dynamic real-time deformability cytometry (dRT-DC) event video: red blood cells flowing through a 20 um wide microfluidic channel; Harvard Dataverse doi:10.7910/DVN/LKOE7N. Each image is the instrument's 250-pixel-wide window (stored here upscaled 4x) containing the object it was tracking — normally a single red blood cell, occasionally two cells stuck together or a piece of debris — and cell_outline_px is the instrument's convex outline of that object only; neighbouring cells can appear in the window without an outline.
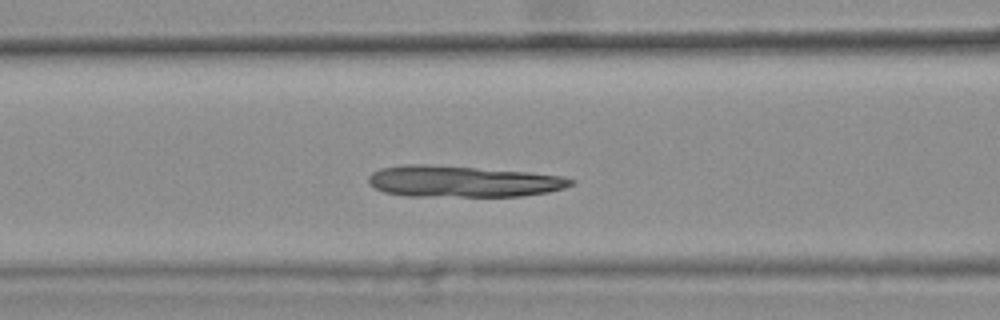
{"species": "common noctule bat (a hibernating species)", "species_latin": "Nyctalus noctula", "temperature_condition": "warm", "stored_images_in_passage": 45, "camera_frame_rate_fps": 3000, "um_per_image_px": 0.085, "animal": {"sex": "female", "body_mass_g": 25.1}, "frame": {"image": 1, "passage_image": 20, "time_ms": 6.333, "image_size_px": [1000, 320], "cell_outline_px": [[576, 180], [572, 184], [564, 188], [548, 192], [520, 196], [404, 196], [384, 192], [372, 188], [368, 184], [368, 176], [372, 172], [380, 168], [404, 164], [428, 164], [532, 172], [560, 176]], "centroid_in_image_um": [39.27, 15.42], "position_along_channel_um": 127.3, "area_um2": 37.28}}